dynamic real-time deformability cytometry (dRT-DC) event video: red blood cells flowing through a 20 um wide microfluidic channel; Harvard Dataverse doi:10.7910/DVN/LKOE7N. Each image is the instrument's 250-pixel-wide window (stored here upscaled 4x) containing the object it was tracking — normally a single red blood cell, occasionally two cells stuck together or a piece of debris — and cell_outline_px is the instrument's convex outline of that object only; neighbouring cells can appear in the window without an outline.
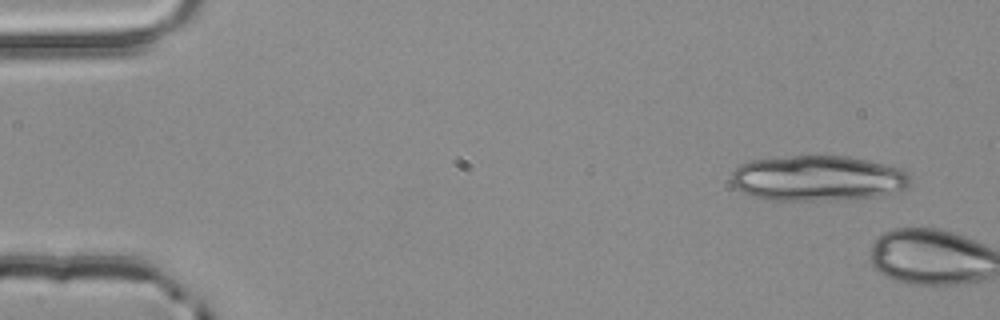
{"species": "common noctule bat (a hibernating species)", "species_latin": "Nyctalus noctula", "temperature_condition": "room temperature", "stored_images_in_passage": 2, "camera_frame_rate_fps": 3000, "um_per_image_px": 0.085, "animal": {"sex": "male", "body_mass_g": 20.4}, "frame": {"image": 1, "passage_image": 1, "time_ms": 0.0, "image_size_px": [1000, 320], "cell_outline_px": [[912, 180], [904, 192], [880, 196], [852, 200], [772, 200], [756, 196], [744, 192], [736, 188], [728, 180], [732, 172], [740, 164], [748, 160], [792, 156], [848, 156], [888, 164], [900, 168], [908, 172], [912, 176]], "centroid_in_image_um": [69.6, 15.16], "position_along_channel_um": 15.4, "area_um2": 48.38}}